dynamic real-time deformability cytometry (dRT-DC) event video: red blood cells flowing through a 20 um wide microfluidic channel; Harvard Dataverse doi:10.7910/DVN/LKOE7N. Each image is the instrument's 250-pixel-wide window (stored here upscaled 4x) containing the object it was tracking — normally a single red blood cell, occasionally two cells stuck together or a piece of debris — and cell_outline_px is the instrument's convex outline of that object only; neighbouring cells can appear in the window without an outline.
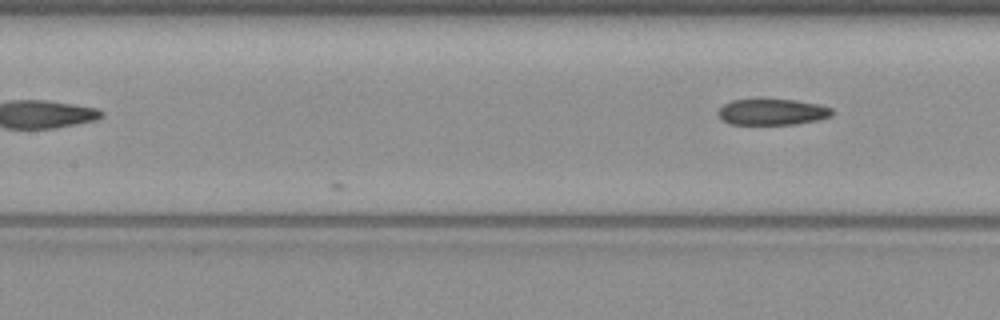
{"species": "common noctule bat (a hibernating species)", "species_latin": "Nyctalus noctula", "temperature_condition": "warm", "stored_images_in_passage": 12, "camera_frame_rate_fps": 3000, "um_per_image_px": 0.085, "animal": {"sex": "female", "body_mass_g": 19.3, "forearm_length_mm": 54.1}, "frame": {"image": 1, "passage_image": 12, "time_ms": 3.667, "image_size_px": [1000, 320], "cell_outline_px": [[832, 116], [816, 120], [796, 124], [728, 124], [720, 116], [720, 108], [724, 104], [732, 100], [796, 100], [816, 104], [832, 108]], "centroid_in_image_um": [65.66, 9.52], "position_along_channel_um": 141.7, "area_um2": 16.94}}